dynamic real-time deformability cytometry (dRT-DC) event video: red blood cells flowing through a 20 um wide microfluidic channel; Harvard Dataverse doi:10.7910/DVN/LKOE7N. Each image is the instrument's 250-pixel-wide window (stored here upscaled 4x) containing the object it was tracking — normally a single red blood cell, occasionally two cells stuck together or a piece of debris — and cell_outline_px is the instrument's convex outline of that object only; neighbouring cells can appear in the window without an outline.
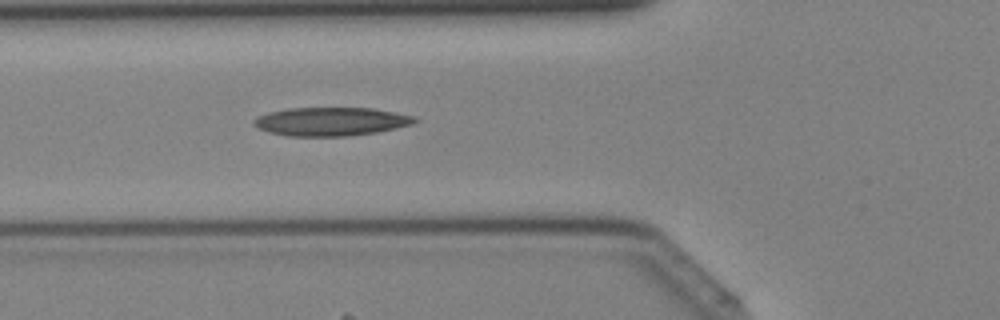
{"species": "Egyptian fruit bat (a non-hibernating species)", "species_latin": "Rousettus aegyptiacus", "temperature_condition": "cold", "stored_images_in_passage": 40, "camera_frame_rate_fps": 3000, "um_per_image_px": 0.085, "animal": {"sex": "female"}, "frame": {"image": 1, "passage_image": 14, "time_ms": 4.333, "image_size_px": [1000, 320], "cell_outline_px": [[420, 120], [412, 124], [396, 128], [376, 132], [348, 136], [288, 136], [268, 132], [252, 124], [252, 120], [268, 112], [292, 108], [372, 108], [396, 112], [416, 116]], "centroid_in_image_um": [28.17, 10.33], "position_along_channel_um": 97.6, "area_um2": 26.76}}
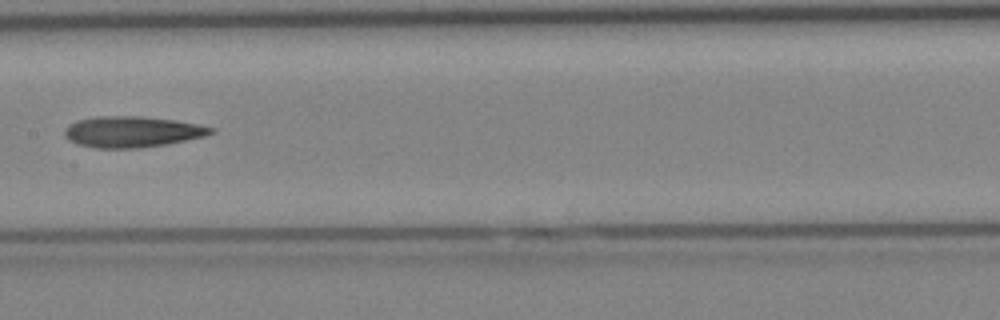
{"frame": {"image": 2, "passage_image": 20, "time_ms": 6.333, "image_size_px": [1000, 320], "cell_outline_px": [[216, 132], [204, 136], [164, 144], [140, 148], [96, 148], [76, 144], [68, 140], [64, 136], [64, 128], [68, 124], [76, 120], [96, 116], [140, 116], [176, 120], [200, 124], [216, 128]], "centroid_in_image_um": [11.2, 11.19], "position_along_channel_um": 196.2, "area_um2": 26.7}}
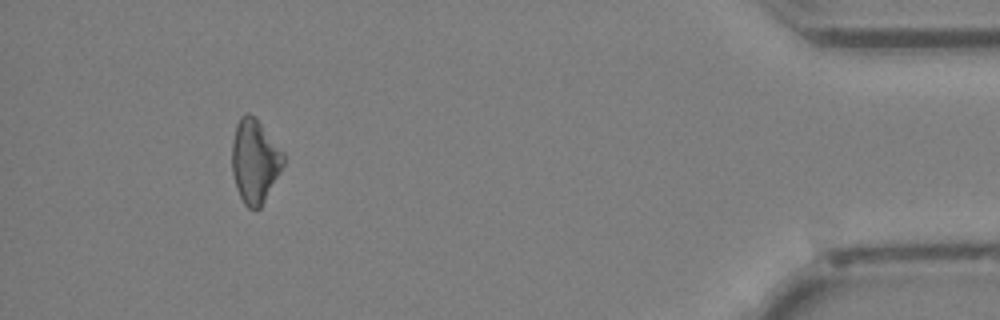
{"frame": {"image": 3, "passage_image": 37, "time_ms": 12.0, "image_size_px": [1000, 320], "cell_outline_px": [[284, 164], [280, 172], [260, 208], [248, 208], [244, 204], [236, 188], [232, 172], [232, 144], [236, 124], [240, 116], [248, 112], [260, 124], [284, 152]], "centroid_in_image_um": [21.64, 13.7], "position_along_channel_um": 413.6, "area_um2": 24.74}}